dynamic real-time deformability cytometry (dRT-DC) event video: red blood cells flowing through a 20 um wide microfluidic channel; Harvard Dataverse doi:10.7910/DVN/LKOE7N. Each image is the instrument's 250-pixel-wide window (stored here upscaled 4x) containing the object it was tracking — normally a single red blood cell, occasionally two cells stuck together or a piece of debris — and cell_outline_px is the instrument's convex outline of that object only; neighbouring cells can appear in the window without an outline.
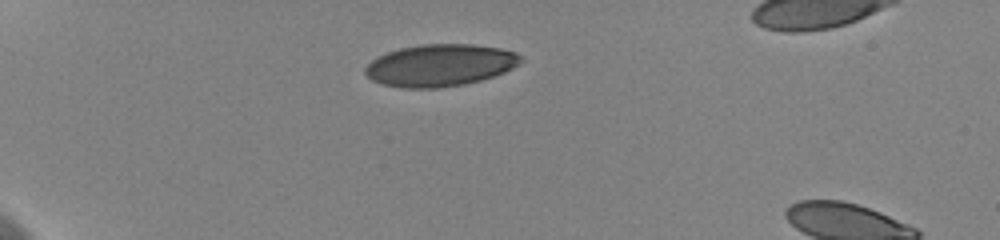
{"species": "human", "species_latin": "Homo sapiens", "temperature_condition": "cold", "stored_images_in_passage": 36, "camera_frame_rate_fps": 3000, "um_per_image_px": 0.085, "donor": {"sex": "female"}, "frame": {"image": 1, "passage_image": 1, "time_ms": 0.0, "image_size_px": [1000, 240], "cell_outline_px": [[524, 60], [520, 64], [504, 72], [480, 80], [464, 84], [440, 88], [400, 88], [384, 84], [372, 80], [364, 72], [364, 68], [376, 56], [400, 48], [420, 44], [472, 44], [500, 48], [516, 52]], "centroid_in_image_um": [37.4, 5.54], "position_along_channel_um": 47.6, "area_um2": 38.21}}
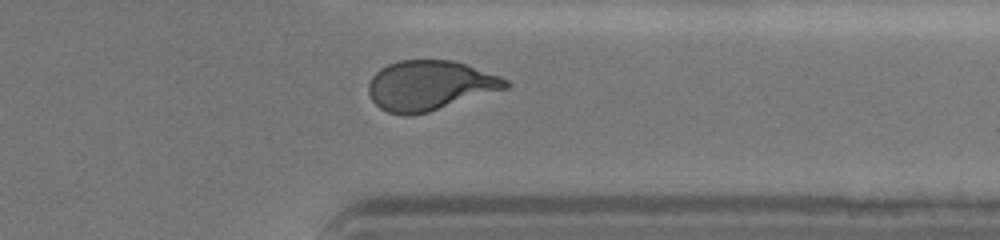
{"frame": {"image": 2, "passage_image": 32, "time_ms": 10.333, "image_size_px": [1000, 240], "cell_outline_px": [[512, 84], [508, 88], [428, 112], [408, 116], [388, 112], [380, 108], [372, 100], [368, 92], [368, 84], [372, 76], [380, 68], [388, 64], [400, 60], [452, 60], [500, 76], [508, 80]], "centroid_in_image_um": [36.52, 7.27], "position_along_channel_um": 374.9, "area_um2": 39.71}, "authors_computed_cell_mechanics": {"area_um2": 40.0554, "velocity_mm_per_s": 3.6052, "shape_relaxation_time_tau1_ms": 3.9095, "shape_relaxation_time_tau2_ms": null, "deformation_change_tau1": 0.156, "deformation_change_tau2": null}}